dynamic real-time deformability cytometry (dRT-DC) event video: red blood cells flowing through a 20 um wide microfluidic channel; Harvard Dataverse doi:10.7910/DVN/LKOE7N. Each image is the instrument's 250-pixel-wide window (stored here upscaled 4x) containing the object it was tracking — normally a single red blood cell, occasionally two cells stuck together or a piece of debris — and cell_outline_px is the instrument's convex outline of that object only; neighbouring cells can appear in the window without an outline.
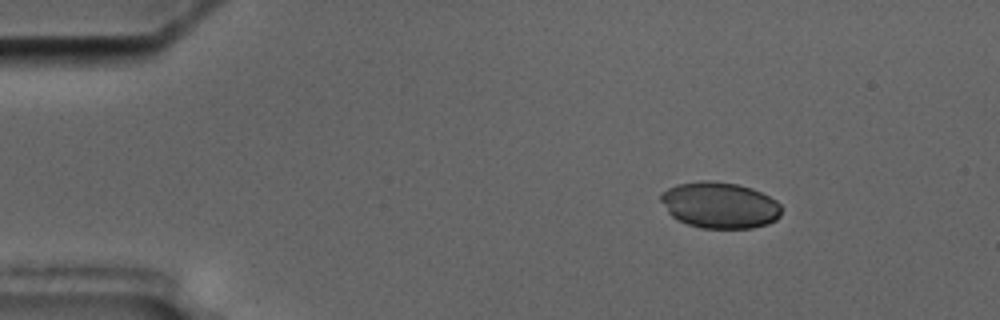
{"species": "common noctule bat (a hibernating species)", "species_latin": "Nyctalus noctula", "temperature_condition": "cold", "stored_images_in_passage": 9, "camera_frame_rate_fps": 3000, "um_per_image_px": 0.085, "animal": {"sex": "male", "body_mass_g": 17.5, "forearm_length_mm": 52.3}, "frame": {"image": 1, "passage_image": 2, "time_ms": 1.0, "image_size_px": [1000, 320], "cell_outline_px": [[780, 216], [776, 220], [768, 224], [752, 228], [700, 228], [688, 224], [672, 216], [668, 212], [660, 200], [660, 192], [676, 184], [700, 180], [712, 180], [736, 184], [752, 188], [776, 200], [780, 204]], "centroid_in_image_um": [61.16, 17.43], "position_along_channel_um": 23.8, "area_um2": 32.6}}
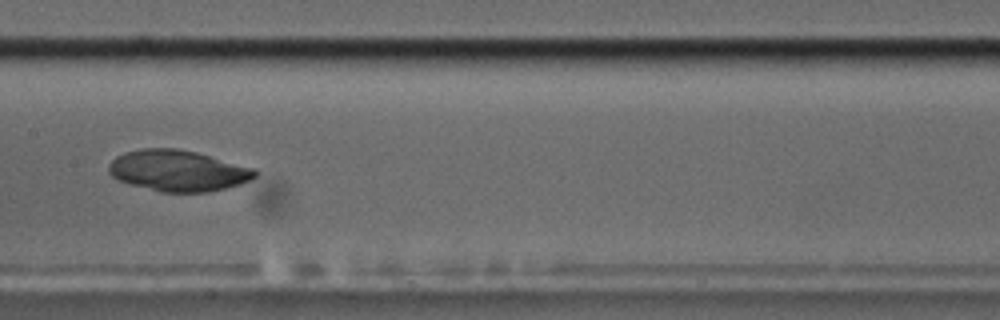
{"frame": {"image": 2, "passage_image": 8, "time_ms": 8.0, "image_size_px": [1000, 320], "cell_outline_px": [[256, 176], [252, 180], [240, 184], [208, 192], [160, 192], [128, 184], [112, 176], [108, 172], [108, 164], [116, 156], [124, 152], [140, 148], [176, 148], [196, 152], [256, 168]], "centroid_in_image_um": [15.12, 14.5], "position_along_channel_um": 192.3, "area_um2": 35.26}}
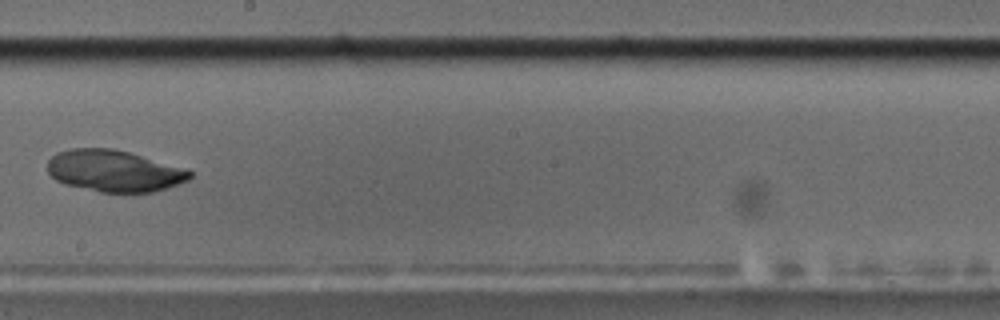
{"frame": {"image": 3, "passage_image": 9, "time_ms": 9.333, "image_size_px": [1000, 320], "cell_outline_px": [[192, 176], [188, 180], [180, 184], [152, 192], [100, 192], [64, 184], [56, 180], [48, 172], [48, 160], [56, 152], [72, 148], [112, 148], [128, 152], [188, 168], [192, 172]], "centroid_in_image_um": [9.72, 14.52], "position_along_channel_um": 238.5, "area_um2": 34.68}}